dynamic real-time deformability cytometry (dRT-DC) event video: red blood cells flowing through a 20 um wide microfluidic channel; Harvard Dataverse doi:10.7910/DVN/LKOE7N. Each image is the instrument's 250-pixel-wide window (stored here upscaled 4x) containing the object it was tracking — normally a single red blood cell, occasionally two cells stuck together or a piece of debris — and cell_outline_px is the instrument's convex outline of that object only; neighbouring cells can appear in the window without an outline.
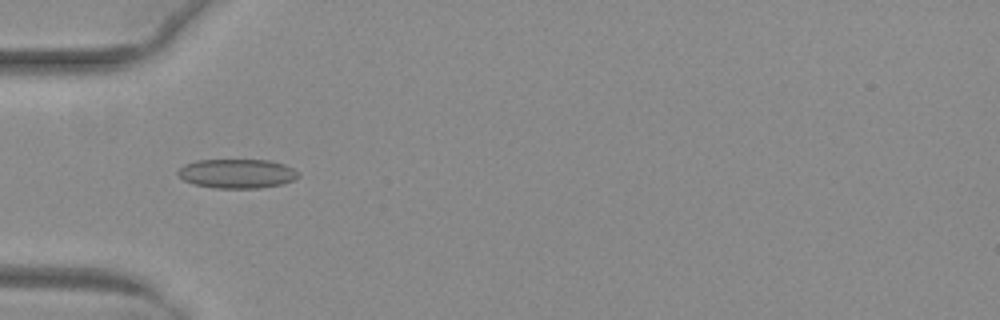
{"species": "common noctule bat (a hibernating species)", "species_latin": "Nyctalus noctula", "temperature_condition": "warm", "stored_images_in_passage": 40, "camera_frame_rate_fps": 3000, "um_per_image_px": 0.085, "animal": {"sex": "female", "body_mass_g": 29.2, "forearm_length_mm": 56.3}, "frame": {"image": 1, "passage_image": 6, "time_ms": 1.667, "image_size_px": [1000, 320], "cell_outline_px": [[300, 176], [284, 184], [260, 188], [212, 188], [196, 184], [184, 180], [176, 172], [184, 164], [196, 160], [268, 160], [284, 164], [300, 172]], "centroid_in_image_um": [20.17, 14.75], "position_along_channel_um": 64.8, "area_um2": 20.58}}
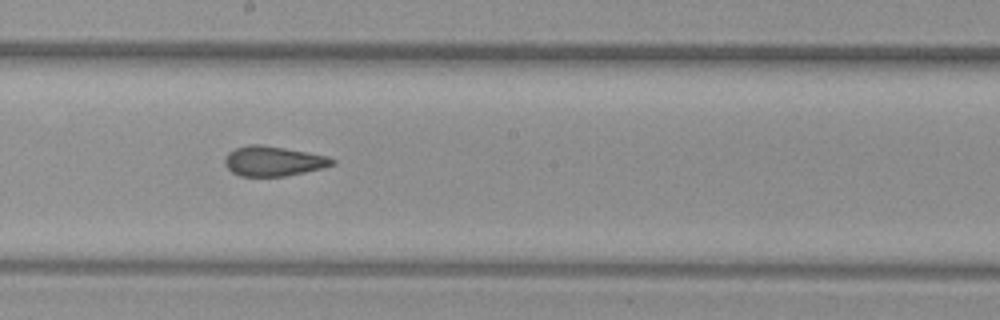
{"frame": {"image": 2, "passage_image": 18, "time_ms": 5.667, "image_size_px": [1000, 320], "cell_outline_px": [[336, 164], [304, 172], [284, 176], [240, 176], [232, 172], [224, 164], [224, 156], [228, 152], [236, 148], [248, 144], [260, 144], [308, 152], [328, 156], [336, 160]], "centroid_in_image_um": [23.21, 13.69], "position_along_channel_um": 225.0, "area_um2": 18.73}}
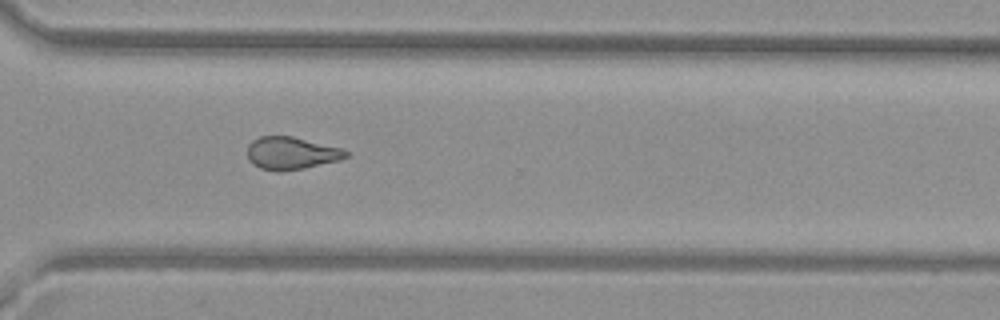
{"frame": {"image": 3, "passage_image": 27, "time_ms": 8.667, "image_size_px": [1000, 320], "cell_outline_px": [[352, 152], [348, 156], [340, 160], [304, 168], [280, 172], [276, 172], [260, 168], [252, 164], [248, 160], [248, 144], [252, 140], [260, 136], [292, 136], [340, 148]], "centroid_in_image_um": [24.75, 13.03], "position_along_channel_um": 345.9, "area_um2": 18.84}, "authors_computed_cell_mechanics": {"area_um2": 19.2474, "velocity_mm_per_s": 4.0499, "shape_relaxation_time_tau1_ms": null, "shape_relaxation_time_tau2_ms": 2.0463, "deformation_change_tau1": null, "deformation_change_tau2": 0.0913}}